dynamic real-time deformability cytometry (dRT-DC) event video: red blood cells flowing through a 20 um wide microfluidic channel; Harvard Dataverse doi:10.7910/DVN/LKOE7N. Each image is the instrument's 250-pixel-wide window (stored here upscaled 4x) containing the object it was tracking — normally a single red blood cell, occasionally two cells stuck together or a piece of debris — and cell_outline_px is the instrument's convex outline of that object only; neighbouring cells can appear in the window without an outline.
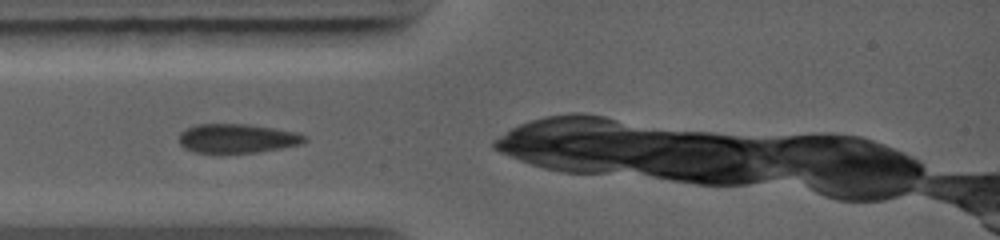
{"species": "common noctule bat (a hibernating species)", "species_latin": "Nyctalus noctula", "temperature_condition": "warm", "stored_images_in_passage": 20, "camera_frame_rate_fps": 5000, "um_per_image_px": 0.085, "animal": {"sex": "female", "body_mass_g": 19.0, "forearm_length_mm": 56.7}, "frame": {"image": 1, "passage_image": 1, "time_ms": 0.0, "image_size_px": [1000, 240], "cell_outline_px": [[308, 140], [300, 144], [280, 148], [256, 152], [192, 152], [184, 148], [180, 144], [180, 132], [196, 124], [248, 124], [296, 132], [308, 136]], "centroid_in_image_um": [20.17, 11.76], "position_along_channel_um": 64.8, "area_um2": 21.1}}
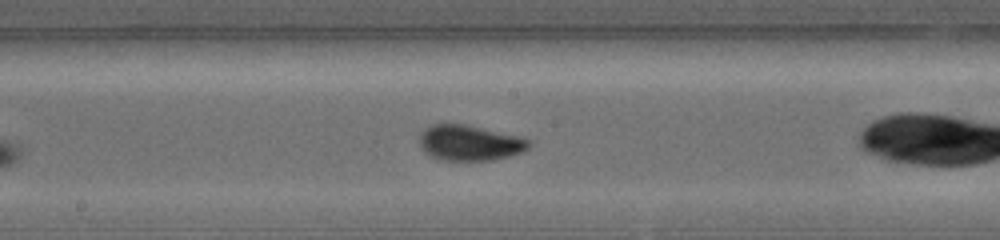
{"frame": {"image": 2, "passage_image": 8, "time_ms": 3.0, "image_size_px": [1000, 240], "cell_outline_px": [[532, 144], [528, 148], [512, 156], [492, 160], [440, 160], [424, 152], [420, 148], [420, 132], [424, 128], [432, 124], [464, 124], [524, 136], [532, 140]], "centroid_in_image_um": [39.96, 12.13], "position_along_channel_um": 208.2, "area_um2": 23.06}}
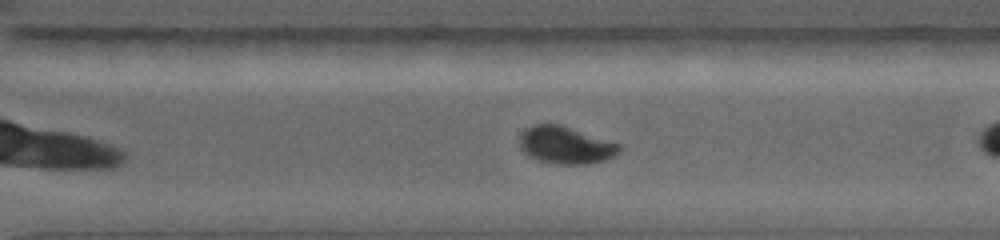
{"frame": {"image": 3, "passage_image": 14, "time_ms": 5.4, "image_size_px": [1000, 240], "cell_outline_px": [[620, 152], [604, 160], [584, 164], [556, 164], [536, 160], [528, 156], [520, 148], [520, 136], [532, 124], [560, 124], [620, 144]], "centroid_in_image_um": [48.05, 12.34], "position_along_channel_um": 322.5, "area_um2": 21.5}}